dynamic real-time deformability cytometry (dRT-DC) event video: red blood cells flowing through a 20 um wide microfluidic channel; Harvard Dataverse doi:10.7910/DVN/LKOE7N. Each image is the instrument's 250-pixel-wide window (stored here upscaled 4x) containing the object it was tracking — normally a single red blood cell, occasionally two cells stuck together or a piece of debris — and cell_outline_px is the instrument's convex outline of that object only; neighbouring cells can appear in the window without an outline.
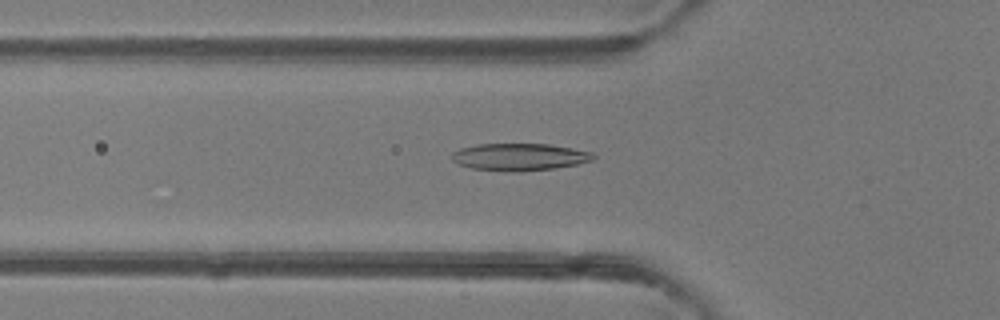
{"species": "common noctule bat (a hibernating species)", "species_latin": "Nyctalus noctula", "temperature_condition": "room temperature", "stored_images_in_passage": 31, "camera_frame_rate_fps": 3000, "um_per_image_px": 0.085, "animal": {"sex": "female"}, "frame": {"image": 1, "passage_image": 3, "time_ms": 0.667, "image_size_px": [1000, 320], "cell_outline_px": [[596, 156], [592, 160], [576, 164], [556, 168], [512, 172], [472, 168], [460, 164], [452, 160], [452, 152], [460, 148], [476, 144], [548, 144], [572, 148], [592, 152]], "centroid_in_image_um": [44.15, 13.33], "position_along_channel_um": 81.7, "area_um2": 22.31}}
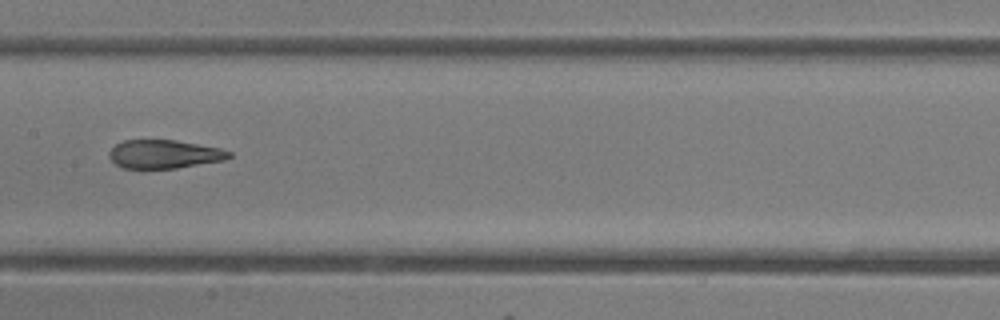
{"frame": {"image": 2, "passage_image": 11, "time_ms": 3.333, "image_size_px": [1000, 320], "cell_outline_px": [[232, 156], [224, 160], [176, 168], [124, 168], [116, 164], [108, 156], [108, 152], [116, 144], [124, 140], [176, 140], [220, 148], [232, 152]], "centroid_in_image_um": [13.96, 13.1], "position_along_channel_um": 193.4, "area_um2": 19.83}}
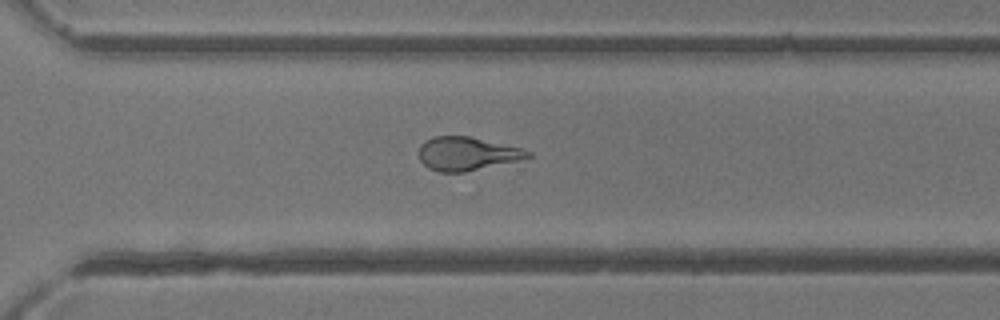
{"frame": {"image": 3, "passage_image": 21, "time_ms": 6.667, "image_size_px": [1000, 320], "cell_outline_px": [[532, 156], [516, 160], [464, 172], [440, 172], [428, 168], [420, 160], [420, 144], [424, 140], [432, 136], [468, 136], [520, 148], [532, 152]], "centroid_in_image_um": [39.63, 13.05], "position_along_channel_um": 331.0, "area_um2": 20.87}, "authors_computed_cell_mechanics": {"area_um2": 21.5016, "velocity_mm_per_s": 4.1469, "shape_relaxation_time_tau1_ms": 5.5317, "shape_relaxation_time_tau2_ms": 1.344, "deformation_change_tau1": 0.2196, "deformation_change_tau2": 0.0987}}